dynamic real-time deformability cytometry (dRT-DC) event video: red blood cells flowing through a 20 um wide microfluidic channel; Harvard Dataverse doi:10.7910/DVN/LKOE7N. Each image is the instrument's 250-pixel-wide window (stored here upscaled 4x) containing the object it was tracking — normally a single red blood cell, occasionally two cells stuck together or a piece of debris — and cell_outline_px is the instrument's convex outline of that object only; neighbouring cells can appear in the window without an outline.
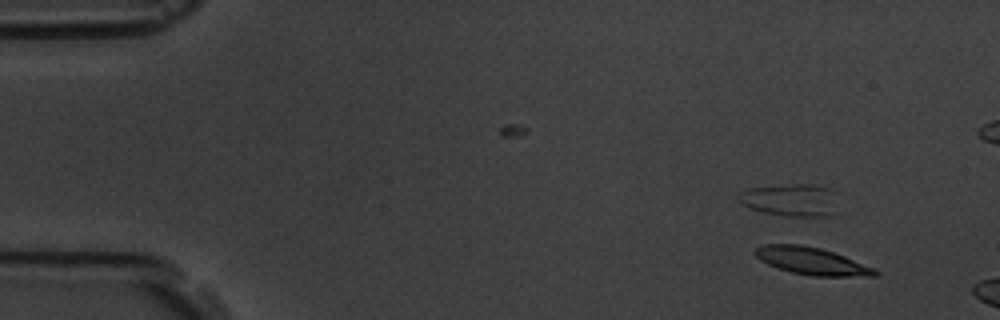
{"species": "common noctule bat (a hibernating species)", "species_latin": "Nyctalus noctula", "temperature_condition": "room temperature", "stored_images_in_passage": 3, "camera_frame_rate_fps": 3000, "um_per_image_px": 0.085, "animal": {"sex": "male", "body_mass_g": 19.5, "forearm_length_mm": 54.6}, "frame": {"image": 1, "passage_image": 1, "time_ms": 0.0, "image_size_px": [1000, 320], "cell_outline_px": [[880, 276], [812, 276], [792, 272], [768, 264], [760, 260], [752, 252], [756, 248], [764, 244], [800, 244], [820, 248], [844, 256], [872, 268], [880, 272]], "centroid_in_image_um": [68.97, 22.18], "position_along_channel_um": 16.0, "area_um2": 18.84}}